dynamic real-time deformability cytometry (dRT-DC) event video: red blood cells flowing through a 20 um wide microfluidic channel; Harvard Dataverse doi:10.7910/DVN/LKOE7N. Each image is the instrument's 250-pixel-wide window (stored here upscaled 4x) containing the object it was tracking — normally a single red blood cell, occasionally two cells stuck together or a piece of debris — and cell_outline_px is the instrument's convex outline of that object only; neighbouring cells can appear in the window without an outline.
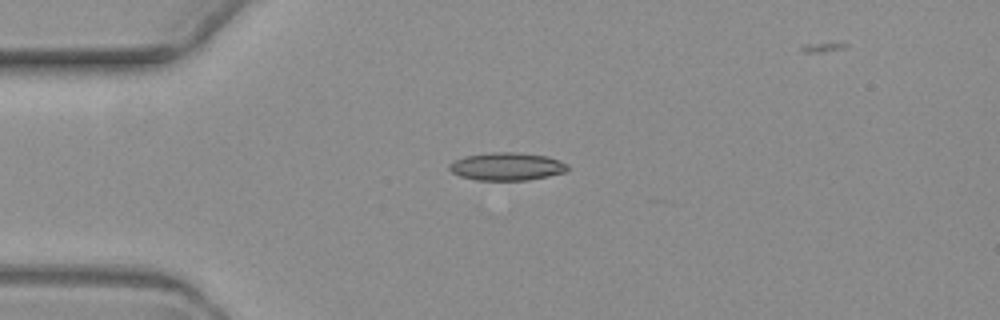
{"species": "common noctule bat (a hibernating species)", "species_latin": "Nyctalus noctula", "temperature_condition": "warm", "stored_images_in_passage": 2, "camera_frame_rate_fps": 3000, "um_per_image_px": 0.085, "animal": {"sex": "female", "body_mass_g": 19.3, "forearm_length_mm": 54.1}, "frame": {"image": 1, "passage_image": 1, "time_ms": 0.0, "image_size_px": [1000, 320], "cell_outline_px": [[568, 168], [564, 172], [548, 176], [528, 180], [476, 180], [460, 176], [452, 172], [448, 168], [448, 164], [464, 156], [492, 152], [516, 152], [548, 156], [568, 164]], "centroid_in_image_um": [43.07, 14.15], "position_along_channel_um": 41.9, "area_um2": 19.19}}